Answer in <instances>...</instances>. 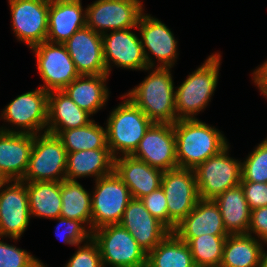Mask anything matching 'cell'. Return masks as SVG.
Returning a JSON list of instances; mask_svg holds the SVG:
<instances>
[{
  "label": "cell",
  "mask_w": 267,
  "mask_h": 267,
  "mask_svg": "<svg viewBox=\"0 0 267 267\" xmlns=\"http://www.w3.org/2000/svg\"><path fill=\"white\" fill-rule=\"evenodd\" d=\"M258 267H267V253L265 252V250L262 253L260 264L258 265Z\"/></svg>",
  "instance_id": "42"
},
{
  "label": "cell",
  "mask_w": 267,
  "mask_h": 267,
  "mask_svg": "<svg viewBox=\"0 0 267 267\" xmlns=\"http://www.w3.org/2000/svg\"><path fill=\"white\" fill-rule=\"evenodd\" d=\"M114 171L129 188L134 199H141L158 189L164 172L131 155L114 158Z\"/></svg>",
  "instance_id": "21"
},
{
  "label": "cell",
  "mask_w": 267,
  "mask_h": 267,
  "mask_svg": "<svg viewBox=\"0 0 267 267\" xmlns=\"http://www.w3.org/2000/svg\"><path fill=\"white\" fill-rule=\"evenodd\" d=\"M26 189L32 217L55 219L60 216L61 182H26Z\"/></svg>",
  "instance_id": "29"
},
{
  "label": "cell",
  "mask_w": 267,
  "mask_h": 267,
  "mask_svg": "<svg viewBox=\"0 0 267 267\" xmlns=\"http://www.w3.org/2000/svg\"><path fill=\"white\" fill-rule=\"evenodd\" d=\"M227 237L228 235L206 234L180 239L188 244L196 267H220Z\"/></svg>",
  "instance_id": "33"
},
{
  "label": "cell",
  "mask_w": 267,
  "mask_h": 267,
  "mask_svg": "<svg viewBox=\"0 0 267 267\" xmlns=\"http://www.w3.org/2000/svg\"><path fill=\"white\" fill-rule=\"evenodd\" d=\"M137 29H139L141 44L148 67H155L151 55L157 58L160 68H172L178 58V41L173 32L162 21L144 12L140 15ZM149 50V51H148ZM148 51V52H147ZM150 52V53H149Z\"/></svg>",
  "instance_id": "15"
},
{
  "label": "cell",
  "mask_w": 267,
  "mask_h": 267,
  "mask_svg": "<svg viewBox=\"0 0 267 267\" xmlns=\"http://www.w3.org/2000/svg\"><path fill=\"white\" fill-rule=\"evenodd\" d=\"M86 21V9H83L81 0H52L46 40L64 44L76 31L86 27Z\"/></svg>",
  "instance_id": "22"
},
{
  "label": "cell",
  "mask_w": 267,
  "mask_h": 267,
  "mask_svg": "<svg viewBox=\"0 0 267 267\" xmlns=\"http://www.w3.org/2000/svg\"><path fill=\"white\" fill-rule=\"evenodd\" d=\"M241 181L267 183V138L241 162Z\"/></svg>",
  "instance_id": "34"
},
{
  "label": "cell",
  "mask_w": 267,
  "mask_h": 267,
  "mask_svg": "<svg viewBox=\"0 0 267 267\" xmlns=\"http://www.w3.org/2000/svg\"><path fill=\"white\" fill-rule=\"evenodd\" d=\"M131 156L163 171L177 168L173 124L153 123Z\"/></svg>",
  "instance_id": "16"
},
{
  "label": "cell",
  "mask_w": 267,
  "mask_h": 267,
  "mask_svg": "<svg viewBox=\"0 0 267 267\" xmlns=\"http://www.w3.org/2000/svg\"><path fill=\"white\" fill-rule=\"evenodd\" d=\"M131 233L147 253L153 250L171 231L153 217L140 199H132L119 223Z\"/></svg>",
  "instance_id": "19"
},
{
  "label": "cell",
  "mask_w": 267,
  "mask_h": 267,
  "mask_svg": "<svg viewBox=\"0 0 267 267\" xmlns=\"http://www.w3.org/2000/svg\"><path fill=\"white\" fill-rule=\"evenodd\" d=\"M62 207L60 216L81 221L92 231V196L77 180L61 181Z\"/></svg>",
  "instance_id": "31"
},
{
  "label": "cell",
  "mask_w": 267,
  "mask_h": 267,
  "mask_svg": "<svg viewBox=\"0 0 267 267\" xmlns=\"http://www.w3.org/2000/svg\"><path fill=\"white\" fill-rule=\"evenodd\" d=\"M107 119V144L114 158L131 155L153 122L127 96Z\"/></svg>",
  "instance_id": "4"
},
{
  "label": "cell",
  "mask_w": 267,
  "mask_h": 267,
  "mask_svg": "<svg viewBox=\"0 0 267 267\" xmlns=\"http://www.w3.org/2000/svg\"><path fill=\"white\" fill-rule=\"evenodd\" d=\"M264 242L249 234L228 235L220 267H258Z\"/></svg>",
  "instance_id": "28"
},
{
  "label": "cell",
  "mask_w": 267,
  "mask_h": 267,
  "mask_svg": "<svg viewBox=\"0 0 267 267\" xmlns=\"http://www.w3.org/2000/svg\"><path fill=\"white\" fill-rule=\"evenodd\" d=\"M229 148L228 145L194 169L200 198L214 200L224 191L240 185L241 160L230 157Z\"/></svg>",
  "instance_id": "10"
},
{
  "label": "cell",
  "mask_w": 267,
  "mask_h": 267,
  "mask_svg": "<svg viewBox=\"0 0 267 267\" xmlns=\"http://www.w3.org/2000/svg\"><path fill=\"white\" fill-rule=\"evenodd\" d=\"M91 196L92 231L119 224L128 203L133 199L129 188L115 171L95 180Z\"/></svg>",
  "instance_id": "6"
},
{
  "label": "cell",
  "mask_w": 267,
  "mask_h": 267,
  "mask_svg": "<svg viewBox=\"0 0 267 267\" xmlns=\"http://www.w3.org/2000/svg\"><path fill=\"white\" fill-rule=\"evenodd\" d=\"M48 94L41 87L18 95L3 111L1 119L9 122L15 128L0 127L4 132H17L27 134H41L46 132L48 119Z\"/></svg>",
  "instance_id": "8"
},
{
  "label": "cell",
  "mask_w": 267,
  "mask_h": 267,
  "mask_svg": "<svg viewBox=\"0 0 267 267\" xmlns=\"http://www.w3.org/2000/svg\"><path fill=\"white\" fill-rule=\"evenodd\" d=\"M173 232L179 238H194L206 234L229 235L216 202L202 198Z\"/></svg>",
  "instance_id": "23"
},
{
  "label": "cell",
  "mask_w": 267,
  "mask_h": 267,
  "mask_svg": "<svg viewBox=\"0 0 267 267\" xmlns=\"http://www.w3.org/2000/svg\"><path fill=\"white\" fill-rule=\"evenodd\" d=\"M247 234L267 244V206L251 210L250 225Z\"/></svg>",
  "instance_id": "40"
},
{
  "label": "cell",
  "mask_w": 267,
  "mask_h": 267,
  "mask_svg": "<svg viewBox=\"0 0 267 267\" xmlns=\"http://www.w3.org/2000/svg\"><path fill=\"white\" fill-rule=\"evenodd\" d=\"M220 63L221 55L212 53L179 87H175L177 120L197 119L195 116L205 110L217 87Z\"/></svg>",
  "instance_id": "3"
},
{
  "label": "cell",
  "mask_w": 267,
  "mask_h": 267,
  "mask_svg": "<svg viewBox=\"0 0 267 267\" xmlns=\"http://www.w3.org/2000/svg\"><path fill=\"white\" fill-rule=\"evenodd\" d=\"M229 235L247 234L251 210L241 185L228 189L214 199Z\"/></svg>",
  "instance_id": "27"
},
{
  "label": "cell",
  "mask_w": 267,
  "mask_h": 267,
  "mask_svg": "<svg viewBox=\"0 0 267 267\" xmlns=\"http://www.w3.org/2000/svg\"><path fill=\"white\" fill-rule=\"evenodd\" d=\"M178 167L196 169L229 144L220 130L197 119L177 120L174 124Z\"/></svg>",
  "instance_id": "1"
},
{
  "label": "cell",
  "mask_w": 267,
  "mask_h": 267,
  "mask_svg": "<svg viewBox=\"0 0 267 267\" xmlns=\"http://www.w3.org/2000/svg\"><path fill=\"white\" fill-rule=\"evenodd\" d=\"M12 30L29 48L46 41L49 0H8Z\"/></svg>",
  "instance_id": "14"
},
{
  "label": "cell",
  "mask_w": 267,
  "mask_h": 267,
  "mask_svg": "<svg viewBox=\"0 0 267 267\" xmlns=\"http://www.w3.org/2000/svg\"><path fill=\"white\" fill-rule=\"evenodd\" d=\"M114 171V157L109 149H91L68 153L65 179L93 177L94 180Z\"/></svg>",
  "instance_id": "26"
},
{
  "label": "cell",
  "mask_w": 267,
  "mask_h": 267,
  "mask_svg": "<svg viewBox=\"0 0 267 267\" xmlns=\"http://www.w3.org/2000/svg\"><path fill=\"white\" fill-rule=\"evenodd\" d=\"M91 116L78 107L64 91L49 92L46 132L57 135L62 130L86 126L93 121Z\"/></svg>",
  "instance_id": "24"
},
{
  "label": "cell",
  "mask_w": 267,
  "mask_h": 267,
  "mask_svg": "<svg viewBox=\"0 0 267 267\" xmlns=\"http://www.w3.org/2000/svg\"><path fill=\"white\" fill-rule=\"evenodd\" d=\"M37 57V69L47 91L63 90L80 76L64 44L42 42L30 48Z\"/></svg>",
  "instance_id": "11"
},
{
  "label": "cell",
  "mask_w": 267,
  "mask_h": 267,
  "mask_svg": "<svg viewBox=\"0 0 267 267\" xmlns=\"http://www.w3.org/2000/svg\"><path fill=\"white\" fill-rule=\"evenodd\" d=\"M150 73L125 94L153 123L177 121L171 68L149 67ZM152 69V70H151Z\"/></svg>",
  "instance_id": "2"
},
{
  "label": "cell",
  "mask_w": 267,
  "mask_h": 267,
  "mask_svg": "<svg viewBox=\"0 0 267 267\" xmlns=\"http://www.w3.org/2000/svg\"><path fill=\"white\" fill-rule=\"evenodd\" d=\"M240 185L250 210L267 206V183L241 181Z\"/></svg>",
  "instance_id": "39"
},
{
  "label": "cell",
  "mask_w": 267,
  "mask_h": 267,
  "mask_svg": "<svg viewBox=\"0 0 267 267\" xmlns=\"http://www.w3.org/2000/svg\"><path fill=\"white\" fill-rule=\"evenodd\" d=\"M67 155L62 141L48 132L33 135V147L22 181L61 182L65 179Z\"/></svg>",
  "instance_id": "7"
},
{
  "label": "cell",
  "mask_w": 267,
  "mask_h": 267,
  "mask_svg": "<svg viewBox=\"0 0 267 267\" xmlns=\"http://www.w3.org/2000/svg\"><path fill=\"white\" fill-rule=\"evenodd\" d=\"M76 247L77 251L64 267H104L98 245L92 237Z\"/></svg>",
  "instance_id": "37"
},
{
  "label": "cell",
  "mask_w": 267,
  "mask_h": 267,
  "mask_svg": "<svg viewBox=\"0 0 267 267\" xmlns=\"http://www.w3.org/2000/svg\"><path fill=\"white\" fill-rule=\"evenodd\" d=\"M108 76L107 74L80 75L62 91H64L78 107L94 115L107 104L110 94L106 86Z\"/></svg>",
  "instance_id": "25"
},
{
  "label": "cell",
  "mask_w": 267,
  "mask_h": 267,
  "mask_svg": "<svg viewBox=\"0 0 267 267\" xmlns=\"http://www.w3.org/2000/svg\"><path fill=\"white\" fill-rule=\"evenodd\" d=\"M30 218L26 182L6 181L0 188V238L8 237L15 243L25 232Z\"/></svg>",
  "instance_id": "13"
},
{
  "label": "cell",
  "mask_w": 267,
  "mask_h": 267,
  "mask_svg": "<svg viewBox=\"0 0 267 267\" xmlns=\"http://www.w3.org/2000/svg\"><path fill=\"white\" fill-rule=\"evenodd\" d=\"M143 11L141 0H96L86 8V26L100 35L135 29Z\"/></svg>",
  "instance_id": "12"
},
{
  "label": "cell",
  "mask_w": 267,
  "mask_h": 267,
  "mask_svg": "<svg viewBox=\"0 0 267 267\" xmlns=\"http://www.w3.org/2000/svg\"><path fill=\"white\" fill-rule=\"evenodd\" d=\"M146 267H196L191 250L174 232H170L147 253Z\"/></svg>",
  "instance_id": "30"
},
{
  "label": "cell",
  "mask_w": 267,
  "mask_h": 267,
  "mask_svg": "<svg viewBox=\"0 0 267 267\" xmlns=\"http://www.w3.org/2000/svg\"><path fill=\"white\" fill-rule=\"evenodd\" d=\"M0 267H47L41 260L24 249L0 239Z\"/></svg>",
  "instance_id": "36"
},
{
  "label": "cell",
  "mask_w": 267,
  "mask_h": 267,
  "mask_svg": "<svg viewBox=\"0 0 267 267\" xmlns=\"http://www.w3.org/2000/svg\"><path fill=\"white\" fill-rule=\"evenodd\" d=\"M261 94L267 98V85H256Z\"/></svg>",
  "instance_id": "43"
},
{
  "label": "cell",
  "mask_w": 267,
  "mask_h": 267,
  "mask_svg": "<svg viewBox=\"0 0 267 267\" xmlns=\"http://www.w3.org/2000/svg\"><path fill=\"white\" fill-rule=\"evenodd\" d=\"M33 147V134L0 130V174L6 179L23 180Z\"/></svg>",
  "instance_id": "20"
},
{
  "label": "cell",
  "mask_w": 267,
  "mask_h": 267,
  "mask_svg": "<svg viewBox=\"0 0 267 267\" xmlns=\"http://www.w3.org/2000/svg\"><path fill=\"white\" fill-rule=\"evenodd\" d=\"M6 182V179L0 174V188Z\"/></svg>",
  "instance_id": "44"
},
{
  "label": "cell",
  "mask_w": 267,
  "mask_h": 267,
  "mask_svg": "<svg viewBox=\"0 0 267 267\" xmlns=\"http://www.w3.org/2000/svg\"><path fill=\"white\" fill-rule=\"evenodd\" d=\"M54 220L59 222L55 230L56 237L65 244L76 246L88 241L92 237V231L89 228L86 229V226L81 221L61 216Z\"/></svg>",
  "instance_id": "35"
},
{
  "label": "cell",
  "mask_w": 267,
  "mask_h": 267,
  "mask_svg": "<svg viewBox=\"0 0 267 267\" xmlns=\"http://www.w3.org/2000/svg\"><path fill=\"white\" fill-rule=\"evenodd\" d=\"M132 29L112 30L102 35L107 75L112 64L122 69L149 71L141 39L131 31Z\"/></svg>",
  "instance_id": "17"
},
{
  "label": "cell",
  "mask_w": 267,
  "mask_h": 267,
  "mask_svg": "<svg viewBox=\"0 0 267 267\" xmlns=\"http://www.w3.org/2000/svg\"><path fill=\"white\" fill-rule=\"evenodd\" d=\"M64 45L80 75L107 74L102 35L86 26L76 31Z\"/></svg>",
  "instance_id": "18"
},
{
  "label": "cell",
  "mask_w": 267,
  "mask_h": 267,
  "mask_svg": "<svg viewBox=\"0 0 267 267\" xmlns=\"http://www.w3.org/2000/svg\"><path fill=\"white\" fill-rule=\"evenodd\" d=\"M68 153L91 149H109L106 126L103 128L93 120L79 128L62 130L57 134Z\"/></svg>",
  "instance_id": "32"
},
{
  "label": "cell",
  "mask_w": 267,
  "mask_h": 267,
  "mask_svg": "<svg viewBox=\"0 0 267 267\" xmlns=\"http://www.w3.org/2000/svg\"><path fill=\"white\" fill-rule=\"evenodd\" d=\"M92 238L98 245L104 267H146L147 252L120 224L95 229Z\"/></svg>",
  "instance_id": "5"
},
{
  "label": "cell",
  "mask_w": 267,
  "mask_h": 267,
  "mask_svg": "<svg viewBox=\"0 0 267 267\" xmlns=\"http://www.w3.org/2000/svg\"><path fill=\"white\" fill-rule=\"evenodd\" d=\"M161 187L167 200L168 229L173 232L200 199L195 172L180 167L164 171Z\"/></svg>",
  "instance_id": "9"
},
{
  "label": "cell",
  "mask_w": 267,
  "mask_h": 267,
  "mask_svg": "<svg viewBox=\"0 0 267 267\" xmlns=\"http://www.w3.org/2000/svg\"><path fill=\"white\" fill-rule=\"evenodd\" d=\"M149 213L168 228L167 200L162 187L140 199Z\"/></svg>",
  "instance_id": "38"
},
{
  "label": "cell",
  "mask_w": 267,
  "mask_h": 267,
  "mask_svg": "<svg viewBox=\"0 0 267 267\" xmlns=\"http://www.w3.org/2000/svg\"><path fill=\"white\" fill-rule=\"evenodd\" d=\"M256 85H267V60L252 73Z\"/></svg>",
  "instance_id": "41"
}]
</instances>
